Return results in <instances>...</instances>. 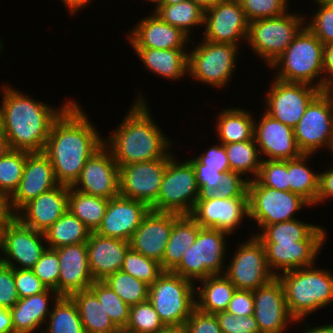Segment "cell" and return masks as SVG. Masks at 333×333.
Wrapping results in <instances>:
<instances>
[{
    "label": "cell",
    "mask_w": 333,
    "mask_h": 333,
    "mask_svg": "<svg viewBox=\"0 0 333 333\" xmlns=\"http://www.w3.org/2000/svg\"><path fill=\"white\" fill-rule=\"evenodd\" d=\"M82 108L74 100L62 112L53 122L43 150L57 181L68 186L79 177L86 161L104 145V136Z\"/></svg>",
    "instance_id": "obj_1"
},
{
    "label": "cell",
    "mask_w": 333,
    "mask_h": 333,
    "mask_svg": "<svg viewBox=\"0 0 333 333\" xmlns=\"http://www.w3.org/2000/svg\"><path fill=\"white\" fill-rule=\"evenodd\" d=\"M0 123L12 150L43 152L53 122L74 101L60 107L38 101L14 86L1 87ZM47 103V104H46Z\"/></svg>",
    "instance_id": "obj_2"
},
{
    "label": "cell",
    "mask_w": 333,
    "mask_h": 333,
    "mask_svg": "<svg viewBox=\"0 0 333 333\" xmlns=\"http://www.w3.org/2000/svg\"><path fill=\"white\" fill-rule=\"evenodd\" d=\"M137 95L117 128L104 137V146L119 167L165 158L174 144L152 117L145 93Z\"/></svg>",
    "instance_id": "obj_3"
},
{
    "label": "cell",
    "mask_w": 333,
    "mask_h": 333,
    "mask_svg": "<svg viewBox=\"0 0 333 333\" xmlns=\"http://www.w3.org/2000/svg\"><path fill=\"white\" fill-rule=\"evenodd\" d=\"M315 265L288 270L277 276L284 288L289 313L297 325L333 303V272Z\"/></svg>",
    "instance_id": "obj_4"
},
{
    "label": "cell",
    "mask_w": 333,
    "mask_h": 333,
    "mask_svg": "<svg viewBox=\"0 0 333 333\" xmlns=\"http://www.w3.org/2000/svg\"><path fill=\"white\" fill-rule=\"evenodd\" d=\"M274 78L329 89L324 68V44L305 26L284 53L271 64Z\"/></svg>",
    "instance_id": "obj_5"
},
{
    "label": "cell",
    "mask_w": 333,
    "mask_h": 333,
    "mask_svg": "<svg viewBox=\"0 0 333 333\" xmlns=\"http://www.w3.org/2000/svg\"><path fill=\"white\" fill-rule=\"evenodd\" d=\"M305 17L304 13L289 11L279 17L252 21L249 23L246 43L257 59L263 60L269 68L305 27Z\"/></svg>",
    "instance_id": "obj_6"
},
{
    "label": "cell",
    "mask_w": 333,
    "mask_h": 333,
    "mask_svg": "<svg viewBox=\"0 0 333 333\" xmlns=\"http://www.w3.org/2000/svg\"><path fill=\"white\" fill-rule=\"evenodd\" d=\"M229 234L217 229L201 228L195 242L180 263L171 271L197 284L215 274H224Z\"/></svg>",
    "instance_id": "obj_7"
},
{
    "label": "cell",
    "mask_w": 333,
    "mask_h": 333,
    "mask_svg": "<svg viewBox=\"0 0 333 333\" xmlns=\"http://www.w3.org/2000/svg\"><path fill=\"white\" fill-rule=\"evenodd\" d=\"M195 283L164 271L149 286L148 300L165 326L184 327L196 308Z\"/></svg>",
    "instance_id": "obj_8"
},
{
    "label": "cell",
    "mask_w": 333,
    "mask_h": 333,
    "mask_svg": "<svg viewBox=\"0 0 333 333\" xmlns=\"http://www.w3.org/2000/svg\"><path fill=\"white\" fill-rule=\"evenodd\" d=\"M198 43L188 50V76L214 89L225 88L236 71L241 45L204 39Z\"/></svg>",
    "instance_id": "obj_9"
},
{
    "label": "cell",
    "mask_w": 333,
    "mask_h": 333,
    "mask_svg": "<svg viewBox=\"0 0 333 333\" xmlns=\"http://www.w3.org/2000/svg\"><path fill=\"white\" fill-rule=\"evenodd\" d=\"M247 192L248 221L256 224L259 232L265 226L298 219L296 213L312 207L300 195L263 186L257 179L248 181Z\"/></svg>",
    "instance_id": "obj_10"
},
{
    "label": "cell",
    "mask_w": 333,
    "mask_h": 333,
    "mask_svg": "<svg viewBox=\"0 0 333 333\" xmlns=\"http://www.w3.org/2000/svg\"><path fill=\"white\" fill-rule=\"evenodd\" d=\"M178 159L174 155L169 160L158 199L151 210L190 215L201 196L192 163L188 159Z\"/></svg>",
    "instance_id": "obj_11"
},
{
    "label": "cell",
    "mask_w": 333,
    "mask_h": 333,
    "mask_svg": "<svg viewBox=\"0 0 333 333\" xmlns=\"http://www.w3.org/2000/svg\"><path fill=\"white\" fill-rule=\"evenodd\" d=\"M294 135L302 154L315 155L324 148L333 155V88L321 91L310 102Z\"/></svg>",
    "instance_id": "obj_12"
},
{
    "label": "cell",
    "mask_w": 333,
    "mask_h": 333,
    "mask_svg": "<svg viewBox=\"0 0 333 333\" xmlns=\"http://www.w3.org/2000/svg\"><path fill=\"white\" fill-rule=\"evenodd\" d=\"M238 242L236 251L225 264L224 275L238 290H256L266 285L276 276L267 263L263 243L255 236Z\"/></svg>",
    "instance_id": "obj_13"
},
{
    "label": "cell",
    "mask_w": 333,
    "mask_h": 333,
    "mask_svg": "<svg viewBox=\"0 0 333 333\" xmlns=\"http://www.w3.org/2000/svg\"><path fill=\"white\" fill-rule=\"evenodd\" d=\"M46 248L44 232L25 226L15 216L0 229V262L7 266L31 269Z\"/></svg>",
    "instance_id": "obj_14"
},
{
    "label": "cell",
    "mask_w": 333,
    "mask_h": 333,
    "mask_svg": "<svg viewBox=\"0 0 333 333\" xmlns=\"http://www.w3.org/2000/svg\"><path fill=\"white\" fill-rule=\"evenodd\" d=\"M264 95V111L276 120L294 128L310 102L322 91L319 88L296 82H285L274 78Z\"/></svg>",
    "instance_id": "obj_15"
},
{
    "label": "cell",
    "mask_w": 333,
    "mask_h": 333,
    "mask_svg": "<svg viewBox=\"0 0 333 333\" xmlns=\"http://www.w3.org/2000/svg\"><path fill=\"white\" fill-rule=\"evenodd\" d=\"M171 151L165 158L132 163L119 167V195L144 202L150 208L156 203Z\"/></svg>",
    "instance_id": "obj_16"
},
{
    "label": "cell",
    "mask_w": 333,
    "mask_h": 333,
    "mask_svg": "<svg viewBox=\"0 0 333 333\" xmlns=\"http://www.w3.org/2000/svg\"><path fill=\"white\" fill-rule=\"evenodd\" d=\"M190 216L202 228L217 229L231 236L248 219V197L221 198L215 193L204 194L196 201Z\"/></svg>",
    "instance_id": "obj_17"
},
{
    "label": "cell",
    "mask_w": 333,
    "mask_h": 333,
    "mask_svg": "<svg viewBox=\"0 0 333 333\" xmlns=\"http://www.w3.org/2000/svg\"><path fill=\"white\" fill-rule=\"evenodd\" d=\"M324 226H318L305 240L293 243H263L270 270L277 277L288 270L312 266L327 242Z\"/></svg>",
    "instance_id": "obj_18"
},
{
    "label": "cell",
    "mask_w": 333,
    "mask_h": 333,
    "mask_svg": "<svg viewBox=\"0 0 333 333\" xmlns=\"http://www.w3.org/2000/svg\"><path fill=\"white\" fill-rule=\"evenodd\" d=\"M248 28L241 3L225 0L204 11V36H201L206 41L239 46L246 43Z\"/></svg>",
    "instance_id": "obj_19"
},
{
    "label": "cell",
    "mask_w": 333,
    "mask_h": 333,
    "mask_svg": "<svg viewBox=\"0 0 333 333\" xmlns=\"http://www.w3.org/2000/svg\"><path fill=\"white\" fill-rule=\"evenodd\" d=\"M70 187L106 199L119 195V166L104 145L86 161Z\"/></svg>",
    "instance_id": "obj_20"
},
{
    "label": "cell",
    "mask_w": 333,
    "mask_h": 333,
    "mask_svg": "<svg viewBox=\"0 0 333 333\" xmlns=\"http://www.w3.org/2000/svg\"><path fill=\"white\" fill-rule=\"evenodd\" d=\"M59 184L49 158L43 152L29 153L21 182L8 198L10 214L15 216L31 200Z\"/></svg>",
    "instance_id": "obj_21"
},
{
    "label": "cell",
    "mask_w": 333,
    "mask_h": 333,
    "mask_svg": "<svg viewBox=\"0 0 333 333\" xmlns=\"http://www.w3.org/2000/svg\"><path fill=\"white\" fill-rule=\"evenodd\" d=\"M253 297L254 318L260 333H285L290 325H296L289 313L284 288L278 277L253 290Z\"/></svg>",
    "instance_id": "obj_22"
},
{
    "label": "cell",
    "mask_w": 333,
    "mask_h": 333,
    "mask_svg": "<svg viewBox=\"0 0 333 333\" xmlns=\"http://www.w3.org/2000/svg\"><path fill=\"white\" fill-rule=\"evenodd\" d=\"M263 112L258 121L255 117L254 127V138L262 160L285 161L300 157L302 152L297 146L294 128Z\"/></svg>",
    "instance_id": "obj_23"
},
{
    "label": "cell",
    "mask_w": 333,
    "mask_h": 333,
    "mask_svg": "<svg viewBox=\"0 0 333 333\" xmlns=\"http://www.w3.org/2000/svg\"><path fill=\"white\" fill-rule=\"evenodd\" d=\"M128 31L126 38L131 48L186 49L191 43L195 45L185 33L164 22L154 12L142 17Z\"/></svg>",
    "instance_id": "obj_24"
},
{
    "label": "cell",
    "mask_w": 333,
    "mask_h": 333,
    "mask_svg": "<svg viewBox=\"0 0 333 333\" xmlns=\"http://www.w3.org/2000/svg\"><path fill=\"white\" fill-rule=\"evenodd\" d=\"M181 215L150 210L129 240L130 248L159 263L165 253L173 223Z\"/></svg>",
    "instance_id": "obj_25"
},
{
    "label": "cell",
    "mask_w": 333,
    "mask_h": 333,
    "mask_svg": "<svg viewBox=\"0 0 333 333\" xmlns=\"http://www.w3.org/2000/svg\"><path fill=\"white\" fill-rule=\"evenodd\" d=\"M151 208L144 202L118 195L109 199L104 218L96 233L129 241Z\"/></svg>",
    "instance_id": "obj_26"
},
{
    "label": "cell",
    "mask_w": 333,
    "mask_h": 333,
    "mask_svg": "<svg viewBox=\"0 0 333 333\" xmlns=\"http://www.w3.org/2000/svg\"><path fill=\"white\" fill-rule=\"evenodd\" d=\"M69 186L59 184L27 203L16 215L25 226L44 232L68 210Z\"/></svg>",
    "instance_id": "obj_27"
},
{
    "label": "cell",
    "mask_w": 333,
    "mask_h": 333,
    "mask_svg": "<svg viewBox=\"0 0 333 333\" xmlns=\"http://www.w3.org/2000/svg\"><path fill=\"white\" fill-rule=\"evenodd\" d=\"M56 250L60 261L58 294L70 297L75 292L88 290L94 279L89 270L86 243L62 246Z\"/></svg>",
    "instance_id": "obj_28"
},
{
    "label": "cell",
    "mask_w": 333,
    "mask_h": 333,
    "mask_svg": "<svg viewBox=\"0 0 333 333\" xmlns=\"http://www.w3.org/2000/svg\"><path fill=\"white\" fill-rule=\"evenodd\" d=\"M87 245L89 270L94 281H103L107 276L121 270L124 257L130 248L129 241L111 238L91 232Z\"/></svg>",
    "instance_id": "obj_29"
},
{
    "label": "cell",
    "mask_w": 333,
    "mask_h": 333,
    "mask_svg": "<svg viewBox=\"0 0 333 333\" xmlns=\"http://www.w3.org/2000/svg\"><path fill=\"white\" fill-rule=\"evenodd\" d=\"M59 297L55 290L47 289L43 293L20 299L9 309L14 333H37V330L42 333L53 307L51 304Z\"/></svg>",
    "instance_id": "obj_30"
},
{
    "label": "cell",
    "mask_w": 333,
    "mask_h": 333,
    "mask_svg": "<svg viewBox=\"0 0 333 333\" xmlns=\"http://www.w3.org/2000/svg\"><path fill=\"white\" fill-rule=\"evenodd\" d=\"M150 73L178 81L188 76V49L132 48Z\"/></svg>",
    "instance_id": "obj_31"
},
{
    "label": "cell",
    "mask_w": 333,
    "mask_h": 333,
    "mask_svg": "<svg viewBox=\"0 0 333 333\" xmlns=\"http://www.w3.org/2000/svg\"><path fill=\"white\" fill-rule=\"evenodd\" d=\"M229 108V109H228ZM225 107L216 114L217 142L231 144L254 138L255 117L250 110L241 107ZM218 115V116H217Z\"/></svg>",
    "instance_id": "obj_32"
},
{
    "label": "cell",
    "mask_w": 333,
    "mask_h": 333,
    "mask_svg": "<svg viewBox=\"0 0 333 333\" xmlns=\"http://www.w3.org/2000/svg\"><path fill=\"white\" fill-rule=\"evenodd\" d=\"M197 283L195 298L199 311L207 314L226 311L236 287L224 274L210 275Z\"/></svg>",
    "instance_id": "obj_33"
},
{
    "label": "cell",
    "mask_w": 333,
    "mask_h": 333,
    "mask_svg": "<svg viewBox=\"0 0 333 333\" xmlns=\"http://www.w3.org/2000/svg\"><path fill=\"white\" fill-rule=\"evenodd\" d=\"M202 227L190 216L181 215L174 223L160 262L163 271H172L195 242Z\"/></svg>",
    "instance_id": "obj_34"
},
{
    "label": "cell",
    "mask_w": 333,
    "mask_h": 333,
    "mask_svg": "<svg viewBox=\"0 0 333 333\" xmlns=\"http://www.w3.org/2000/svg\"><path fill=\"white\" fill-rule=\"evenodd\" d=\"M312 157L314 154H302L288 160V184L290 192L300 195L313 207L319 190L320 171L317 172L308 165Z\"/></svg>",
    "instance_id": "obj_35"
},
{
    "label": "cell",
    "mask_w": 333,
    "mask_h": 333,
    "mask_svg": "<svg viewBox=\"0 0 333 333\" xmlns=\"http://www.w3.org/2000/svg\"><path fill=\"white\" fill-rule=\"evenodd\" d=\"M76 303L85 333H109L116 329L96 295L82 290L70 296Z\"/></svg>",
    "instance_id": "obj_36"
},
{
    "label": "cell",
    "mask_w": 333,
    "mask_h": 333,
    "mask_svg": "<svg viewBox=\"0 0 333 333\" xmlns=\"http://www.w3.org/2000/svg\"><path fill=\"white\" fill-rule=\"evenodd\" d=\"M90 234L85 224L69 210L44 231L47 248L51 249L86 243Z\"/></svg>",
    "instance_id": "obj_37"
},
{
    "label": "cell",
    "mask_w": 333,
    "mask_h": 333,
    "mask_svg": "<svg viewBox=\"0 0 333 333\" xmlns=\"http://www.w3.org/2000/svg\"><path fill=\"white\" fill-rule=\"evenodd\" d=\"M153 10L164 22L180 29L191 40L193 29L199 28L198 26L204 27L205 10L191 0L173 5H158Z\"/></svg>",
    "instance_id": "obj_38"
},
{
    "label": "cell",
    "mask_w": 333,
    "mask_h": 333,
    "mask_svg": "<svg viewBox=\"0 0 333 333\" xmlns=\"http://www.w3.org/2000/svg\"><path fill=\"white\" fill-rule=\"evenodd\" d=\"M109 199L80 192L69 186L68 210L78 217L90 232H96L105 215Z\"/></svg>",
    "instance_id": "obj_39"
},
{
    "label": "cell",
    "mask_w": 333,
    "mask_h": 333,
    "mask_svg": "<svg viewBox=\"0 0 333 333\" xmlns=\"http://www.w3.org/2000/svg\"><path fill=\"white\" fill-rule=\"evenodd\" d=\"M230 164V171L237 172L248 181L258 176L262 158L255 139L223 144ZM250 173V174H249ZM250 176H252L250 178Z\"/></svg>",
    "instance_id": "obj_40"
},
{
    "label": "cell",
    "mask_w": 333,
    "mask_h": 333,
    "mask_svg": "<svg viewBox=\"0 0 333 333\" xmlns=\"http://www.w3.org/2000/svg\"><path fill=\"white\" fill-rule=\"evenodd\" d=\"M42 333H85L78 308L69 296H60L53 304Z\"/></svg>",
    "instance_id": "obj_41"
},
{
    "label": "cell",
    "mask_w": 333,
    "mask_h": 333,
    "mask_svg": "<svg viewBox=\"0 0 333 333\" xmlns=\"http://www.w3.org/2000/svg\"><path fill=\"white\" fill-rule=\"evenodd\" d=\"M319 225L307 223L300 219H293L281 223L265 226L255 235L262 243H293L305 240Z\"/></svg>",
    "instance_id": "obj_42"
},
{
    "label": "cell",
    "mask_w": 333,
    "mask_h": 333,
    "mask_svg": "<svg viewBox=\"0 0 333 333\" xmlns=\"http://www.w3.org/2000/svg\"><path fill=\"white\" fill-rule=\"evenodd\" d=\"M103 282L129 306L148 300L149 285L122 270L107 276Z\"/></svg>",
    "instance_id": "obj_43"
},
{
    "label": "cell",
    "mask_w": 333,
    "mask_h": 333,
    "mask_svg": "<svg viewBox=\"0 0 333 333\" xmlns=\"http://www.w3.org/2000/svg\"><path fill=\"white\" fill-rule=\"evenodd\" d=\"M30 152L10 149L0 159V193L7 199L18 188Z\"/></svg>",
    "instance_id": "obj_44"
},
{
    "label": "cell",
    "mask_w": 333,
    "mask_h": 333,
    "mask_svg": "<svg viewBox=\"0 0 333 333\" xmlns=\"http://www.w3.org/2000/svg\"><path fill=\"white\" fill-rule=\"evenodd\" d=\"M89 289L96 295L116 328H126L130 306L103 281H94Z\"/></svg>",
    "instance_id": "obj_45"
},
{
    "label": "cell",
    "mask_w": 333,
    "mask_h": 333,
    "mask_svg": "<svg viewBox=\"0 0 333 333\" xmlns=\"http://www.w3.org/2000/svg\"><path fill=\"white\" fill-rule=\"evenodd\" d=\"M121 270L149 286L164 272L158 261L148 258L131 248L125 254Z\"/></svg>",
    "instance_id": "obj_46"
},
{
    "label": "cell",
    "mask_w": 333,
    "mask_h": 333,
    "mask_svg": "<svg viewBox=\"0 0 333 333\" xmlns=\"http://www.w3.org/2000/svg\"><path fill=\"white\" fill-rule=\"evenodd\" d=\"M165 327L149 300L130 306L128 330L136 333H154Z\"/></svg>",
    "instance_id": "obj_47"
},
{
    "label": "cell",
    "mask_w": 333,
    "mask_h": 333,
    "mask_svg": "<svg viewBox=\"0 0 333 333\" xmlns=\"http://www.w3.org/2000/svg\"><path fill=\"white\" fill-rule=\"evenodd\" d=\"M317 10L311 18L305 17V26L324 44L333 43V7L321 0H312ZM310 20V21H309Z\"/></svg>",
    "instance_id": "obj_48"
},
{
    "label": "cell",
    "mask_w": 333,
    "mask_h": 333,
    "mask_svg": "<svg viewBox=\"0 0 333 333\" xmlns=\"http://www.w3.org/2000/svg\"><path fill=\"white\" fill-rule=\"evenodd\" d=\"M256 179L263 186L289 191L288 160H262Z\"/></svg>",
    "instance_id": "obj_49"
},
{
    "label": "cell",
    "mask_w": 333,
    "mask_h": 333,
    "mask_svg": "<svg viewBox=\"0 0 333 333\" xmlns=\"http://www.w3.org/2000/svg\"><path fill=\"white\" fill-rule=\"evenodd\" d=\"M241 5L249 23L282 16L289 12L290 8L286 0H244Z\"/></svg>",
    "instance_id": "obj_50"
},
{
    "label": "cell",
    "mask_w": 333,
    "mask_h": 333,
    "mask_svg": "<svg viewBox=\"0 0 333 333\" xmlns=\"http://www.w3.org/2000/svg\"><path fill=\"white\" fill-rule=\"evenodd\" d=\"M59 257L56 249L46 248L40 259L31 268L33 273L41 280L47 289L58 293Z\"/></svg>",
    "instance_id": "obj_51"
},
{
    "label": "cell",
    "mask_w": 333,
    "mask_h": 333,
    "mask_svg": "<svg viewBox=\"0 0 333 333\" xmlns=\"http://www.w3.org/2000/svg\"><path fill=\"white\" fill-rule=\"evenodd\" d=\"M215 315L219 322L221 333H260L254 315L239 317L227 311H222Z\"/></svg>",
    "instance_id": "obj_52"
},
{
    "label": "cell",
    "mask_w": 333,
    "mask_h": 333,
    "mask_svg": "<svg viewBox=\"0 0 333 333\" xmlns=\"http://www.w3.org/2000/svg\"><path fill=\"white\" fill-rule=\"evenodd\" d=\"M15 286L20 299L43 293L47 287L31 269L14 268Z\"/></svg>",
    "instance_id": "obj_53"
},
{
    "label": "cell",
    "mask_w": 333,
    "mask_h": 333,
    "mask_svg": "<svg viewBox=\"0 0 333 333\" xmlns=\"http://www.w3.org/2000/svg\"><path fill=\"white\" fill-rule=\"evenodd\" d=\"M195 170L200 194L215 193L218 189L219 182L223 179L224 173L218 172L213 167L201 164L195 157L188 159Z\"/></svg>",
    "instance_id": "obj_54"
},
{
    "label": "cell",
    "mask_w": 333,
    "mask_h": 333,
    "mask_svg": "<svg viewBox=\"0 0 333 333\" xmlns=\"http://www.w3.org/2000/svg\"><path fill=\"white\" fill-rule=\"evenodd\" d=\"M19 300L14 268L0 262V307L11 309Z\"/></svg>",
    "instance_id": "obj_55"
},
{
    "label": "cell",
    "mask_w": 333,
    "mask_h": 333,
    "mask_svg": "<svg viewBox=\"0 0 333 333\" xmlns=\"http://www.w3.org/2000/svg\"><path fill=\"white\" fill-rule=\"evenodd\" d=\"M247 186L246 178L237 172L229 171L224 173L215 194L221 198L248 197Z\"/></svg>",
    "instance_id": "obj_56"
},
{
    "label": "cell",
    "mask_w": 333,
    "mask_h": 333,
    "mask_svg": "<svg viewBox=\"0 0 333 333\" xmlns=\"http://www.w3.org/2000/svg\"><path fill=\"white\" fill-rule=\"evenodd\" d=\"M185 333H221L215 314H207L195 308L184 325Z\"/></svg>",
    "instance_id": "obj_57"
},
{
    "label": "cell",
    "mask_w": 333,
    "mask_h": 333,
    "mask_svg": "<svg viewBox=\"0 0 333 333\" xmlns=\"http://www.w3.org/2000/svg\"><path fill=\"white\" fill-rule=\"evenodd\" d=\"M208 146L199 156H194L201 164L215 168L218 172L227 173L230 171V164L226 154L225 146L222 143Z\"/></svg>",
    "instance_id": "obj_58"
},
{
    "label": "cell",
    "mask_w": 333,
    "mask_h": 333,
    "mask_svg": "<svg viewBox=\"0 0 333 333\" xmlns=\"http://www.w3.org/2000/svg\"><path fill=\"white\" fill-rule=\"evenodd\" d=\"M226 311L239 317L254 315L253 291L236 289Z\"/></svg>",
    "instance_id": "obj_59"
},
{
    "label": "cell",
    "mask_w": 333,
    "mask_h": 333,
    "mask_svg": "<svg viewBox=\"0 0 333 333\" xmlns=\"http://www.w3.org/2000/svg\"><path fill=\"white\" fill-rule=\"evenodd\" d=\"M328 165L329 169H324L319 173V190L316 197V204L313 207L320 206V204L326 203L327 200L333 199V166Z\"/></svg>",
    "instance_id": "obj_60"
},
{
    "label": "cell",
    "mask_w": 333,
    "mask_h": 333,
    "mask_svg": "<svg viewBox=\"0 0 333 333\" xmlns=\"http://www.w3.org/2000/svg\"><path fill=\"white\" fill-rule=\"evenodd\" d=\"M324 68L331 89L333 88V43L324 45Z\"/></svg>",
    "instance_id": "obj_61"
},
{
    "label": "cell",
    "mask_w": 333,
    "mask_h": 333,
    "mask_svg": "<svg viewBox=\"0 0 333 333\" xmlns=\"http://www.w3.org/2000/svg\"><path fill=\"white\" fill-rule=\"evenodd\" d=\"M63 5L67 7L69 15L74 17L78 14L79 10L86 8L93 0H60Z\"/></svg>",
    "instance_id": "obj_62"
},
{
    "label": "cell",
    "mask_w": 333,
    "mask_h": 333,
    "mask_svg": "<svg viewBox=\"0 0 333 333\" xmlns=\"http://www.w3.org/2000/svg\"><path fill=\"white\" fill-rule=\"evenodd\" d=\"M0 333H14L9 309L0 307Z\"/></svg>",
    "instance_id": "obj_63"
},
{
    "label": "cell",
    "mask_w": 333,
    "mask_h": 333,
    "mask_svg": "<svg viewBox=\"0 0 333 333\" xmlns=\"http://www.w3.org/2000/svg\"><path fill=\"white\" fill-rule=\"evenodd\" d=\"M12 217L8 208V199L0 193V229Z\"/></svg>",
    "instance_id": "obj_64"
},
{
    "label": "cell",
    "mask_w": 333,
    "mask_h": 333,
    "mask_svg": "<svg viewBox=\"0 0 333 333\" xmlns=\"http://www.w3.org/2000/svg\"><path fill=\"white\" fill-rule=\"evenodd\" d=\"M305 328L300 333H333V323L322 324L321 326L311 327L309 324H305ZM309 326V327H308Z\"/></svg>",
    "instance_id": "obj_65"
},
{
    "label": "cell",
    "mask_w": 333,
    "mask_h": 333,
    "mask_svg": "<svg viewBox=\"0 0 333 333\" xmlns=\"http://www.w3.org/2000/svg\"><path fill=\"white\" fill-rule=\"evenodd\" d=\"M9 143L7 141V137L2 129L0 123V159L10 150Z\"/></svg>",
    "instance_id": "obj_66"
},
{
    "label": "cell",
    "mask_w": 333,
    "mask_h": 333,
    "mask_svg": "<svg viewBox=\"0 0 333 333\" xmlns=\"http://www.w3.org/2000/svg\"><path fill=\"white\" fill-rule=\"evenodd\" d=\"M195 4L199 5L203 10H206L210 7L216 6L218 3L225 0H191Z\"/></svg>",
    "instance_id": "obj_67"
},
{
    "label": "cell",
    "mask_w": 333,
    "mask_h": 333,
    "mask_svg": "<svg viewBox=\"0 0 333 333\" xmlns=\"http://www.w3.org/2000/svg\"><path fill=\"white\" fill-rule=\"evenodd\" d=\"M154 333H185V330L183 327L165 326L163 329Z\"/></svg>",
    "instance_id": "obj_68"
},
{
    "label": "cell",
    "mask_w": 333,
    "mask_h": 333,
    "mask_svg": "<svg viewBox=\"0 0 333 333\" xmlns=\"http://www.w3.org/2000/svg\"><path fill=\"white\" fill-rule=\"evenodd\" d=\"M109 333H136V332L128 330L127 328H116L115 330Z\"/></svg>",
    "instance_id": "obj_69"
},
{
    "label": "cell",
    "mask_w": 333,
    "mask_h": 333,
    "mask_svg": "<svg viewBox=\"0 0 333 333\" xmlns=\"http://www.w3.org/2000/svg\"><path fill=\"white\" fill-rule=\"evenodd\" d=\"M182 1H185V0H163V2L159 5H173V4L180 3Z\"/></svg>",
    "instance_id": "obj_70"
},
{
    "label": "cell",
    "mask_w": 333,
    "mask_h": 333,
    "mask_svg": "<svg viewBox=\"0 0 333 333\" xmlns=\"http://www.w3.org/2000/svg\"><path fill=\"white\" fill-rule=\"evenodd\" d=\"M146 1V0H144ZM148 3H151V4H155L157 7L159 4H161L163 2V0H147Z\"/></svg>",
    "instance_id": "obj_71"
},
{
    "label": "cell",
    "mask_w": 333,
    "mask_h": 333,
    "mask_svg": "<svg viewBox=\"0 0 333 333\" xmlns=\"http://www.w3.org/2000/svg\"><path fill=\"white\" fill-rule=\"evenodd\" d=\"M323 1L325 4L332 6L333 7V0H321Z\"/></svg>",
    "instance_id": "obj_72"
},
{
    "label": "cell",
    "mask_w": 333,
    "mask_h": 333,
    "mask_svg": "<svg viewBox=\"0 0 333 333\" xmlns=\"http://www.w3.org/2000/svg\"><path fill=\"white\" fill-rule=\"evenodd\" d=\"M230 1H234V2H237V3H241V2L244 1V0H230Z\"/></svg>",
    "instance_id": "obj_73"
},
{
    "label": "cell",
    "mask_w": 333,
    "mask_h": 333,
    "mask_svg": "<svg viewBox=\"0 0 333 333\" xmlns=\"http://www.w3.org/2000/svg\"><path fill=\"white\" fill-rule=\"evenodd\" d=\"M3 46L0 44V55L2 54Z\"/></svg>",
    "instance_id": "obj_74"
},
{
    "label": "cell",
    "mask_w": 333,
    "mask_h": 333,
    "mask_svg": "<svg viewBox=\"0 0 333 333\" xmlns=\"http://www.w3.org/2000/svg\"><path fill=\"white\" fill-rule=\"evenodd\" d=\"M0 44L3 46V39L0 38Z\"/></svg>",
    "instance_id": "obj_75"
}]
</instances>
